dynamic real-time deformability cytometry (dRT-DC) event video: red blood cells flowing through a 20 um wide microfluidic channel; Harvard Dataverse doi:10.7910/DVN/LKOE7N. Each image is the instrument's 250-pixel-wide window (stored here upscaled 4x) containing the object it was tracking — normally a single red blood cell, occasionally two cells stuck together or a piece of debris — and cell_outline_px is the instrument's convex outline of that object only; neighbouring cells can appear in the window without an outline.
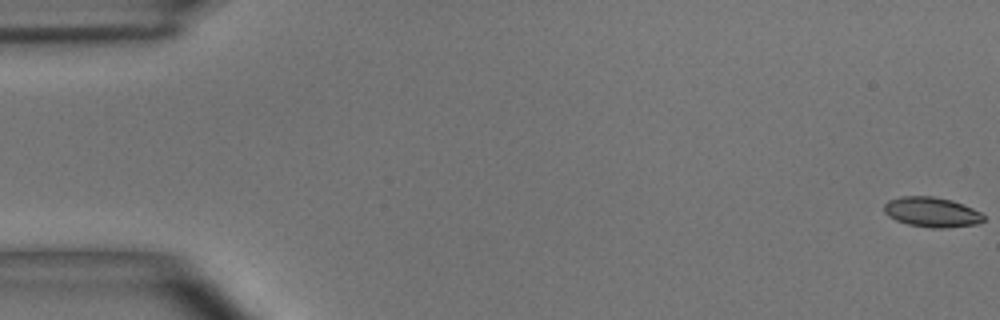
{"species": "common noctule bat (a hibernating species)", "species_latin": "Nyctalus noctula", "temperature_condition": "room temperature", "stored_images_in_passage": 52, "camera_frame_rate_fps": 3000, "um_per_image_px": 0.085, "animal": {"sex": "male", "body_mass_g": 15.6}, "frame": {"image": 1, "passage_image": 1, "time_ms": 0.0, "image_size_px": [1000, 320], "cell_outline_px": [[984, 220], [976, 224], [944, 228], [932, 228], [908, 224], [896, 220], [888, 216], [884, 212], [884, 204], [888, 200], [900, 196], [932, 196], [952, 200], [972, 208], [980, 212], [984, 216]], "centroid_in_image_um": [79.17, 18.02], "position_along_channel_um": 5.8, "area_um2": 17.34}}
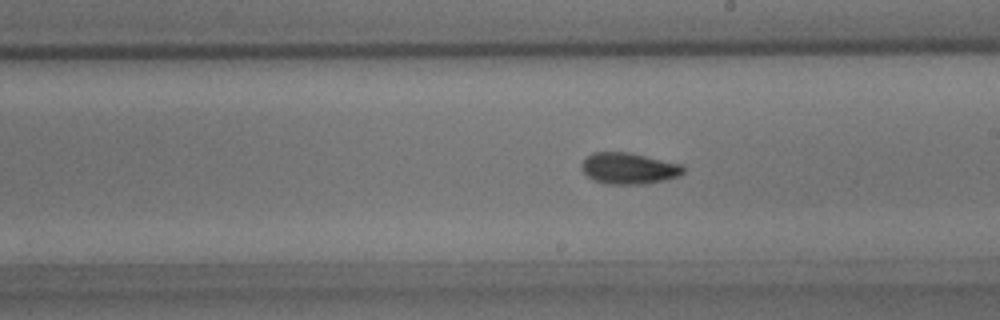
{"frame": {"image": 2, "passage_image": 32, "time_ms": 10.333, "image_size_px": [1000, 320], "cell_outline_px": [[684, 172], [680, 176], [648, 184], [608, 184], [592, 180], [580, 168], [580, 164], [592, 152], [628, 152], [684, 164]], "centroid_in_image_um": [53.47, 14.31], "position_along_channel_um": 235.5, "area_um2": 18.79}}
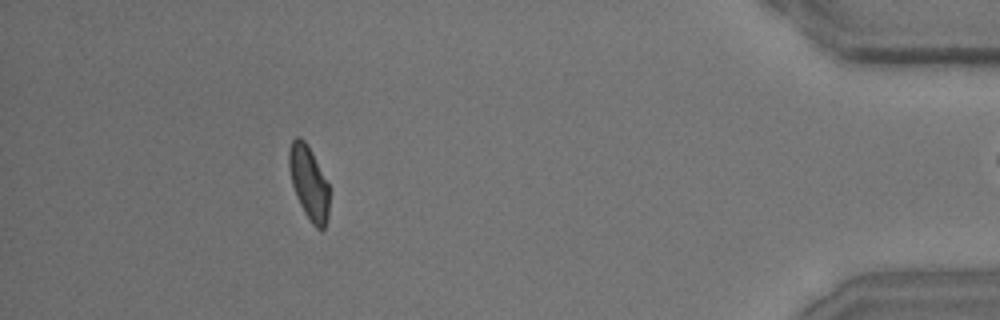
{"frame": {"image": 3, "passage_image": 51, "time_ms": 16.667, "image_size_px": [1000, 320], "cell_outline_px": [[328, 216], [324, 228], [320, 232], [312, 224], [304, 212], [296, 196], [292, 184], [288, 164], [288, 152], [292, 140], [296, 136], [300, 136], [308, 144], [328, 184]], "centroid_in_image_um": [26.23, 15.53], "position_along_channel_um": 409.0, "area_um2": 17.22}}